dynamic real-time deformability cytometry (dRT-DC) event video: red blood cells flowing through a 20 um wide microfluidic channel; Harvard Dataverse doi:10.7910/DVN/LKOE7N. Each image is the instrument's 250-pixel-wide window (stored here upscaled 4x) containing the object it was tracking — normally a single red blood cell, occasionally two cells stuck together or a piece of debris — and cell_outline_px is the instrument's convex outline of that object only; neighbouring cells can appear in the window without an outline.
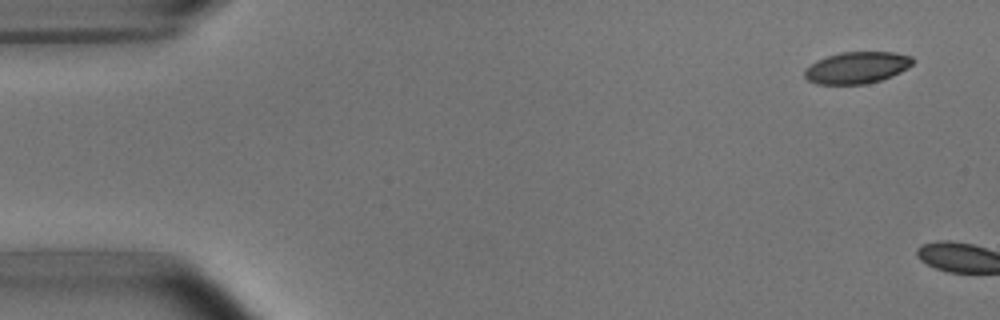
{"species": "common noctule bat (a hibernating species)", "species_latin": "Nyctalus noctula", "temperature_condition": "room temperature", "stored_images_in_passage": 2, "camera_frame_rate_fps": 3000, "um_per_image_px": 0.085, "animal": {"sex": "male", "body_mass_g": 15.6}, "frame": {"image": 1, "passage_image": 1, "time_ms": 0.0, "image_size_px": [1000, 320], "cell_outline_px": [[916, 60], [908, 68], [892, 76], [880, 80], [864, 84], [816, 84], [808, 80], [804, 76], [804, 68], [816, 60], [840, 52], [892, 52], [912, 56]], "centroid_in_image_um": [72.83, 5.74], "position_along_channel_um": 12.2, "area_um2": 20.11}}